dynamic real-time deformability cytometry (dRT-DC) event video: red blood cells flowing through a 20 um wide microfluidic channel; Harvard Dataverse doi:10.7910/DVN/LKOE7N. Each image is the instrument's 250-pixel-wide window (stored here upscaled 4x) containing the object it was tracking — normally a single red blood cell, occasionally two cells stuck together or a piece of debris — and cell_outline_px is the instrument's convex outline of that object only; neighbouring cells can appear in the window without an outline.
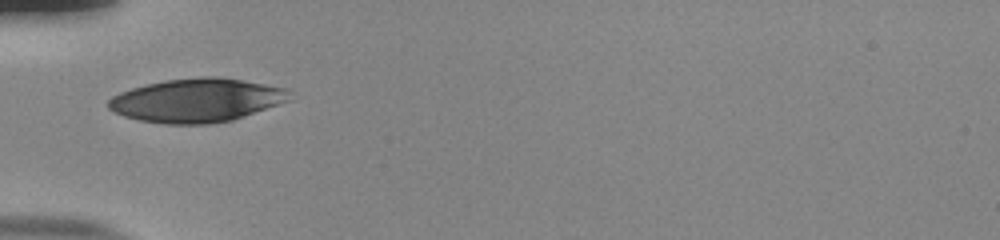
{"species": "human", "species_latin": "Homo sapiens", "temperature_condition": "room temperature", "stored_images_in_passage": 23, "camera_frame_rate_fps": 3000, "um_per_image_px": 0.085, "donor": {"sex": "male"}, "frame": {"image": 1, "passage_image": 1, "time_ms": 0.0, "image_size_px": [1000, 240], "cell_outline_px": [[288, 100], [232, 120], [208, 124], [164, 124], [140, 120], [124, 116], [108, 108], [108, 100], [112, 96], [120, 92], [132, 88], [164, 80], [200, 76], [216, 76], [244, 80], [288, 88]], "centroid_in_image_um": [16.68, 8.51], "position_along_channel_um": 68.3, "area_um2": 45.78}}
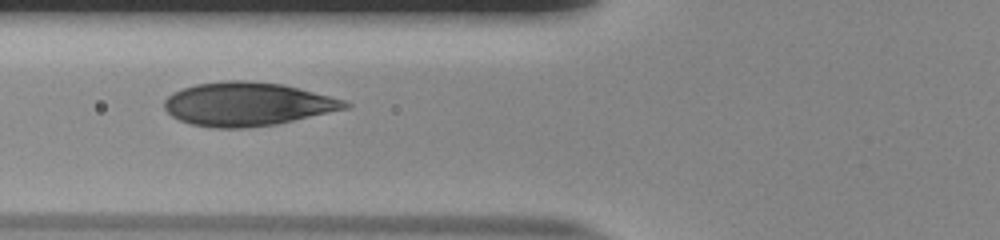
{"frame": {"image": 2, "passage_image": 4, "time_ms": 1.0, "image_size_px": [1000, 240], "cell_outline_px": [[352, 104], [348, 108], [276, 124], [244, 128], [212, 128], [192, 124], [180, 120], [172, 116], [164, 108], [164, 100], [172, 92], [196, 84], [228, 80], [240, 80], [284, 84], [344, 100]], "centroid_in_image_um": [21.0, 8.85], "position_along_channel_um": 104.8, "area_um2": 45.66}}
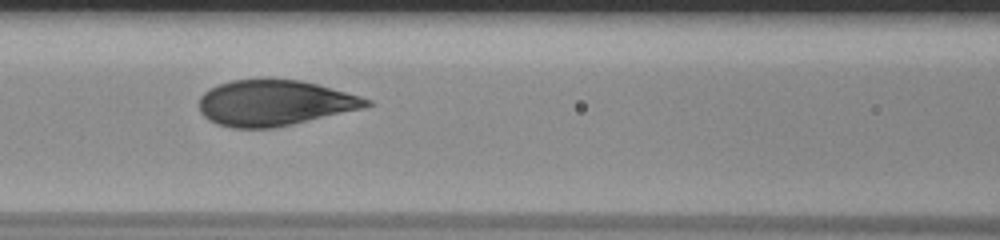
{"frame": {"image": 3, "passage_image": 7, "time_ms": 2.0, "image_size_px": [1000, 240], "cell_outline_px": [[376, 104], [364, 108], [276, 128], [232, 128], [216, 124], [208, 120], [200, 112], [200, 96], [204, 92], [220, 84], [232, 80], [300, 80], [316, 84], [360, 96], [372, 100]], "centroid_in_image_um": [23.35, 8.77], "position_along_channel_um": 143.3, "area_um2": 44.39}}